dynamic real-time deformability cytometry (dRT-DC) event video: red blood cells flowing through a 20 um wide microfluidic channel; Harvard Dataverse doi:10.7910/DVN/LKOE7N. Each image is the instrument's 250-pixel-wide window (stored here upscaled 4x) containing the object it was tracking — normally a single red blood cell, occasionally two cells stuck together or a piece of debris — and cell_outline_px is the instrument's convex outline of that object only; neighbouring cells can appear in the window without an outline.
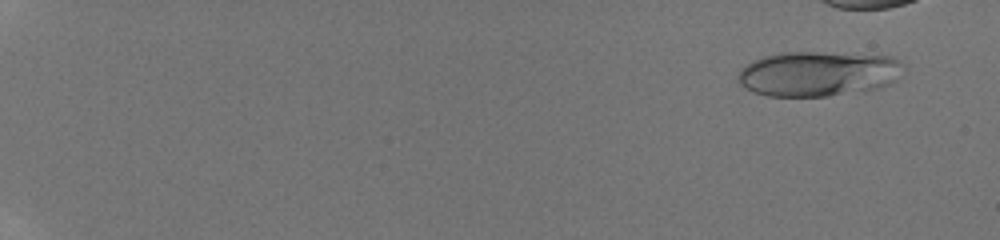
{"species": "human", "species_latin": "Homo sapiens", "temperature_condition": "room temperature", "stored_images_in_passage": 8, "camera_frame_rate_fps": 3000, "um_per_image_px": 0.085, "donor": {"sex": "male"}, "frame": {"image": 1, "passage_image": 2, "time_ms": 0.333, "image_size_px": [1000, 240], "cell_outline_px": [[904, 64], [896, 80], [888, 84], [876, 88], [828, 96], [768, 96], [752, 92], [736, 84], [736, 76], [740, 68], [752, 60], [764, 56], [780, 52], [816, 52], [892, 56], [900, 60]], "centroid_in_image_um": [69.46, 6.26], "position_along_channel_um": 15.5, "area_um2": 43.7}}